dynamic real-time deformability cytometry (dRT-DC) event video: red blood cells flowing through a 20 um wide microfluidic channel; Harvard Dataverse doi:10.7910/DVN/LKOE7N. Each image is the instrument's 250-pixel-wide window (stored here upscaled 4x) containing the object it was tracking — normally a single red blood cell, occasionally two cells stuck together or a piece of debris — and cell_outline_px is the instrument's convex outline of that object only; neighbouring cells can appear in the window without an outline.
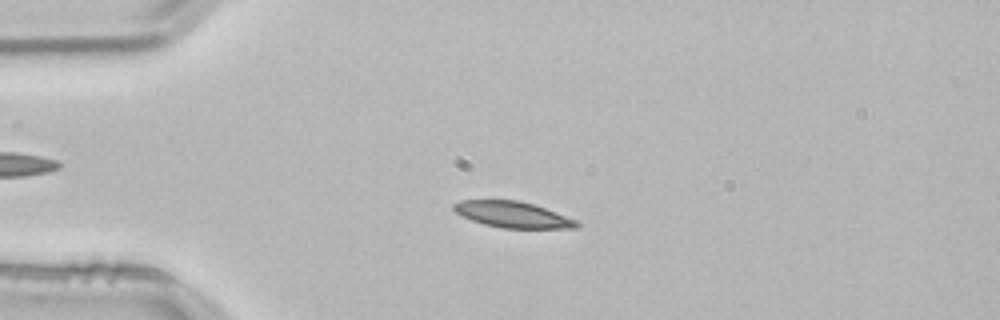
{"species": "common noctule bat (a hibernating species)", "species_latin": "Nyctalus noctula", "temperature_condition": "room temperature", "stored_images_in_passage": 52, "camera_frame_rate_fps": 3000, "um_per_image_px": 0.085, "animal": {"sex": "male", "body_mass_g": 21.5, "forearm_length_mm": 52.0}, "frame": {"image": 1, "passage_image": 12, "time_ms": 3.667, "image_size_px": [1000, 320], "cell_outline_px": [[580, 228], [500, 228], [484, 224], [460, 216], [452, 208], [452, 204], [460, 200], [520, 200], [556, 212], [576, 220], [580, 224]], "centroid_in_image_um": [43.55, 18.24], "position_along_channel_um": 41.4, "area_um2": 18.73}}
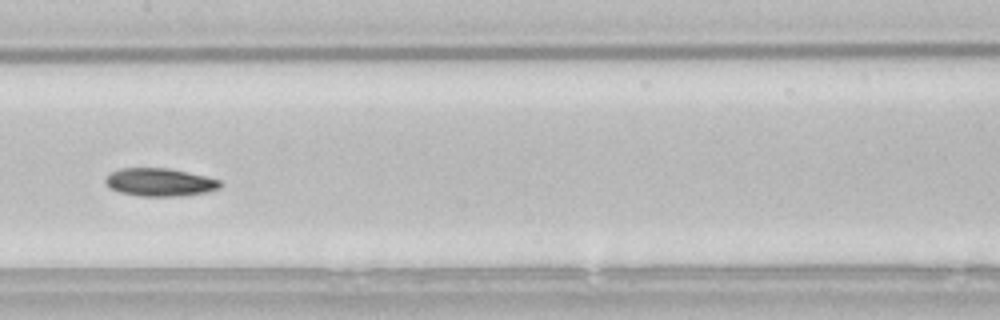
{"frame": {"image": 2, "passage_image": 26, "time_ms": 8.333, "image_size_px": [1000, 320], "cell_outline_px": [[224, 184], [220, 188], [204, 192], [180, 196], [140, 196], [120, 192], [108, 188], [104, 180], [112, 172], [120, 168], [168, 168], [204, 176], [220, 180]], "centroid_in_image_um": [13.57, 15.49], "position_along_channel_um": 193.8, "area_um2": 18.61}}
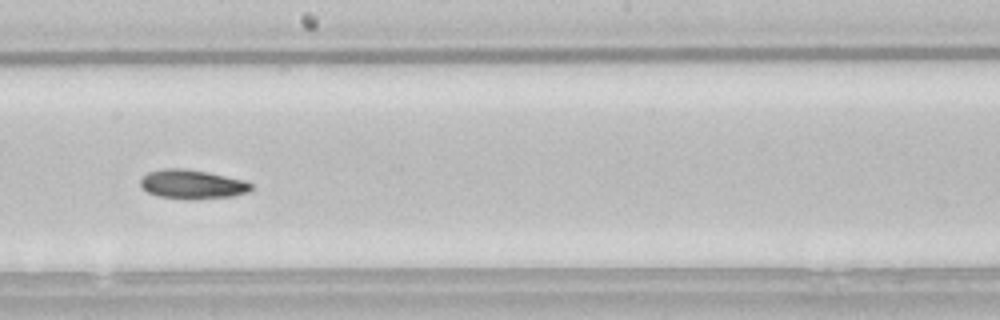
{"frame": {"image": 3, "passage_image": 29, "time_ms": 9.333, "image_size_px": [1000, 320], "cell_outline_px": [[252, 188], [248, 192], [232, 196], [188, 200], [184, 200], [156, 196], [148, 192], [140, 184], [140, 180], [148, 172], [164, 168], [180, 168], [208, 172], [244, 180], [252, 184]], "centroid_in_image_um": [16.33, 15.67], "position_along_channel_um": 231.9, "area_um2": 18.84}, "authors_computed_cell_mechanics": {"area_um2": 18.6983, "velocity_mm_per_s": 3.8158, "shape_relaxation_time_tau1_ms": 9.724, "shape_relaxation_time_tau2_ms": null, "deformation_change_tau1": 0.1557, "deformation_change_tau2": null}}